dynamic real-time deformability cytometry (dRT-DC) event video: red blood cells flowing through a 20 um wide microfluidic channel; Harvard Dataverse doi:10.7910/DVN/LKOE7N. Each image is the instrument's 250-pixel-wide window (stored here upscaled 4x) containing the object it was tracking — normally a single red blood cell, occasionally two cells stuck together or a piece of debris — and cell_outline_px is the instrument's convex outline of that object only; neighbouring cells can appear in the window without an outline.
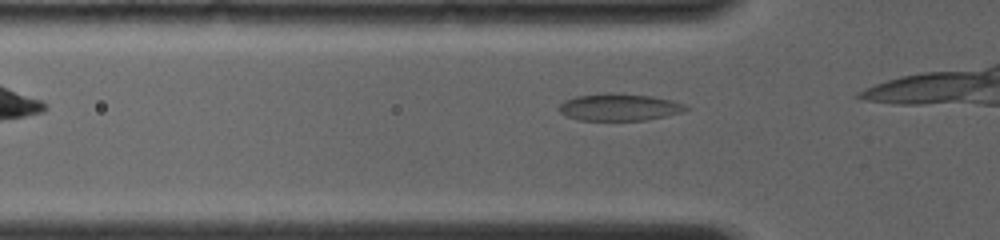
{"species": "common noctule bat (a hibernating species)", "species_latin": "Nyctalus noctula", "temperature_condition": "room temperature", "stored_images_in_passage": 7, "camera_frame_rate_fps": 4000, "um_per_image_px": 0.085, "animal": {"sex": "female", "body_mass_g": 19.0, "forearm_length_mm": 56.7}, "frame": {"image": 1, "passage_image": 4, "time_ms": 0.75, "image_size_px": [1000, 240], "cell_outline_px": [[692, 108], [684, 112], [644, 120], [580, 120], [568, 116], [560, 112], [556, 108], [564, 100], [576, 96], [652, 96], [672, 100], [684, 104]], "centroid_in_image_um": [52.68, 9.16], "position_along_channel_um": 73.1, "area_um2": 19.02}}